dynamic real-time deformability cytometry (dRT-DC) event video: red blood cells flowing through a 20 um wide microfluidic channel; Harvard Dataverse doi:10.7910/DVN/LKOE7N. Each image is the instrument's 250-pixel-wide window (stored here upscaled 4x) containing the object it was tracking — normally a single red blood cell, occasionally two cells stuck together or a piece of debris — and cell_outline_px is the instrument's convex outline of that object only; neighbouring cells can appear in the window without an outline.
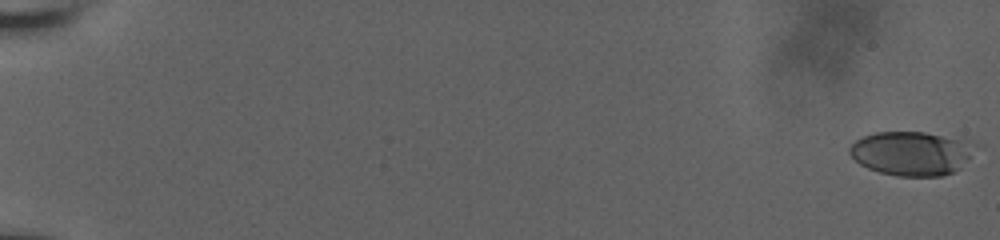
{"species": "human", "species_latin": "Homo sapiens", "temperature_condition": "room temperature", "stored_images_in_passage": 59, "camera_frame_rate_fps": 3000, "um_per_image_px": 0.085, "donor": {"sex": "male"}, "frame": {"image": 1, "passage_image": 1, "time_ms": 0.0, "image_size_px": [1000, 240], "cell_outline_px": [[968, 156], [952, 172], [940, 176], [896, 176], [880, 172], [868, 168], [860, 164], [848, 152], [848, 148], [856, 140], [864, 136], [876, 132], [924, 132], [956, 140]], "centroid_in_image_um": [77.19, 13.06], "position_along_channel_um": 7.8, "area_um2": 30.17}}
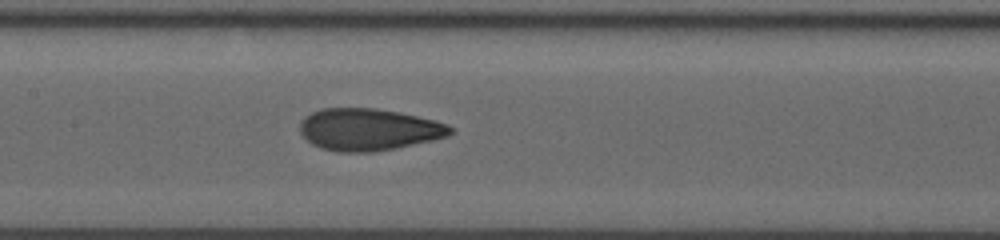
{"frame": {"image": 2, "passage_image": 32, "time_ms": 10.333, "image_size_px": [1000, 240], "cell_outline_px": [[452, 132], [448, 136], [432, 140], [396, 148], [372, 152], [340, 152], [320, 148], [312, 144], [300, 132], [300, 120], [304, 116], [320, 108], [376, 108], [400, 112], [436, 120], [448, 124], [452, 128]], "centroid_in_image_um": [31.32, 11.0], "position_along_channel_um": 176.1, "area_um2": 36.99}}
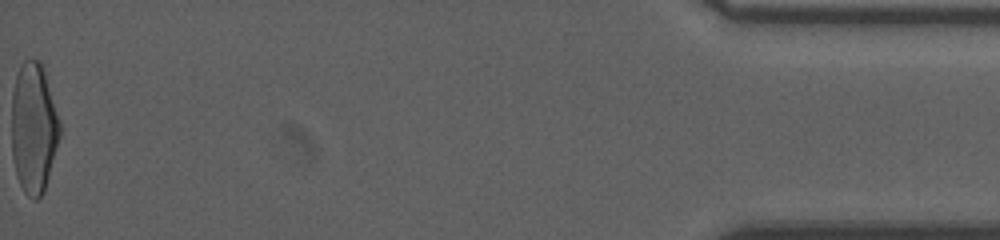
{"frame": {"image": 3, "passage_image": 59, "time_ms": 19.333, "image_size_px": [1000, 240], "cell_outline_px": [[60, 136], [44, 192], [36, 200], [32, 200], [24, 192], [16, 176], [12, 156], [12, 92], [16, 76], [20, 64], [24, 60], [40, 60], [44, 72], [60, 124]], "centroid_in_image_um": [2.84, 10.92], "position_along_channel_um": 432.4, "area_um2": 36.41}, "authors_computed_cell_mechanics": {"area_um2": 35.6048, "velocity_mm_per_s": 3.8371, "shape_relaxation_time_tau1_ms": 5.8387, "shape_relaxation_time_tau2_ms": 1.1785, "deformation_change_tau1": 0.2032, "deformation_change_tau2": 0.0792}}